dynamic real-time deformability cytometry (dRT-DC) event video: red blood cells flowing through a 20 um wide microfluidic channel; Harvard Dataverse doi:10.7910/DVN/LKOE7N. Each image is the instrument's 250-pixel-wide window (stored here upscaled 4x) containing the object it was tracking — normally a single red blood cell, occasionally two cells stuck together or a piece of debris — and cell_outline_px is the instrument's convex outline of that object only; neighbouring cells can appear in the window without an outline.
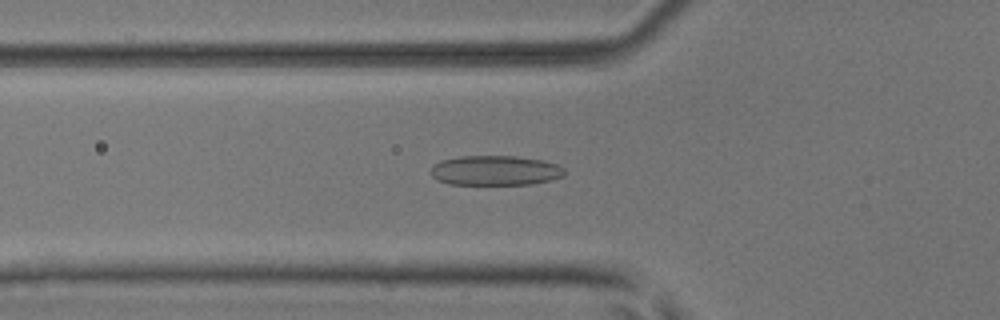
{"species": "common noctule bat (a hibernating species)", "species_latin": "Nyctalus noctula", "temperature_condition": "room temperature", "stored_images_in_passage": 52, "camera_frame_rate_fps": 3000, "um_per_image_px": 0.085, "animal": {"sex": "male", "body_mass_g": 17.9, "forearm_length_mm": 54.2}, "frame": {"image": 1, "passage_image": 19, "time_ms": 6.0, "image_size_px": [1000, 320], "cell_outline_px": [[564, 176], [532, 184], [448, 184], [436, 180], [432, 176], [432, 168], [440, 160], [460, 156], [516, 156], [544, 160], [556, 164], [564, 168]], "centroid_in_image_um": [42.09, 14.48], "position_along_channel_um": 83.7, "area_um2": 23.18}}
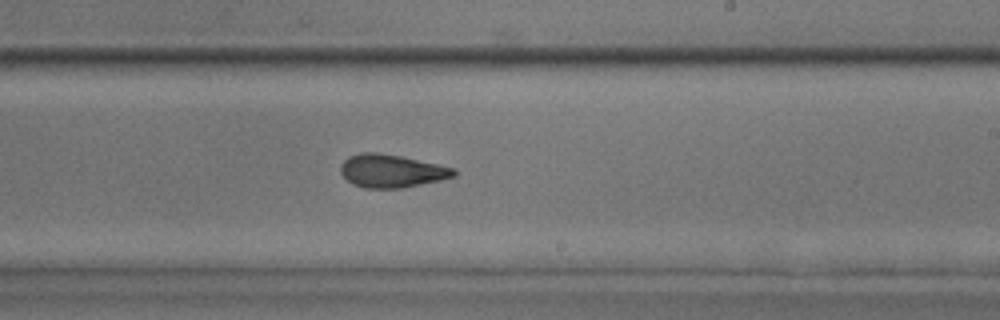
{"frame": {"image": 2, "passage_image": 32, "time_ms": 10.333, "image_size_px": [1000, 320], "cell_outline_px": [[456, 176], [440, 180], [400, 188], [364, 188], [352, 184], [340, 172], [340, 164], [348, 156], [360, 152], [376, 152], [400, 156], [456, 168]], "centroid_in_image_um": [33.26, 14.52], "position_along_channel_um": 255.7, "area_um2": 21.79}}
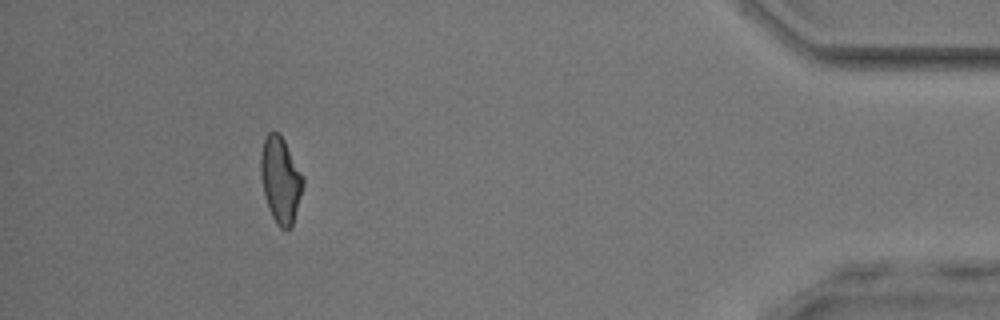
{"frame": {"image": 3, "passage_image": 48, "time_ms": 15.667, "image_size_px": [1000, 320], "cell_outline_px": [[304, 184], [292, 228], [280, 228], [276, 224], [268, 208], [264, 196], [260, 176], [260, 156], [264, 140], [268, 132], [276, 132], [284, 140], [304, 176]], "centroid_in_image_um": [23.84, 15.32], "position_along_channel_um": 411.4, "area_um2": 21.33}, "authors_computed_cell_mechanics": {"area_um2": 21.8773, "velocity_mm_per_s": 3.9703, "shape_relaxation_time_tau1_ms": 7.0148, "shape_relaxation_time_tau2_ms": 1.9726, "deformation_change_tau1": 0.1683, "deformation_change_tau2": 0.0873}}